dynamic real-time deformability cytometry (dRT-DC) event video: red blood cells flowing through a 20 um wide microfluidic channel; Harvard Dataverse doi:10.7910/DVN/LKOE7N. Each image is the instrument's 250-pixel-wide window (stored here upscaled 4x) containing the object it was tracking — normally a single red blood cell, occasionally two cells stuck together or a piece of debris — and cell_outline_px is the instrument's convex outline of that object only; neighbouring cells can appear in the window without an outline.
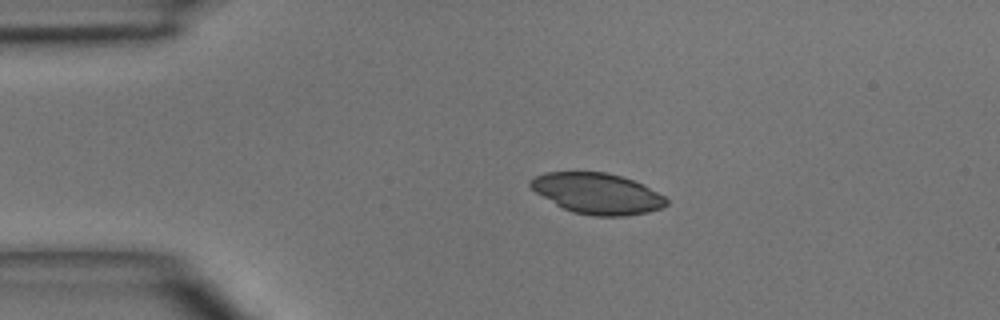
{"species": "common noctule bat (a hibernating species)", "species_latin": "Nyctalus noctula", "temperature_condition": "room temperature", "stored_images_in_passage": 2, "camera_frame_rate_fps": 3000, "um_per_image_px": 0.085, "animal": {"sex": "male", "body_mass_g": 15.6}, "frame": {"image": 1, "passage_image": 1, "time_ms": 0.0, "image_size_px": [1000, 320], "cell_outline_px": [[668, 204], [660, 208], [648, 212], [624, 216], [596, 216], [572, 212], [556, 204], [536, 192], [528, 184], [528, 180], [544, 172], [604, 172], [620, 176], [644, 184], [664, 196], [668, 200]], "centroid_in_image_um": [50.77, 16.44], "position_along_channel_um": 34.2, "area_um2": 32.14}}